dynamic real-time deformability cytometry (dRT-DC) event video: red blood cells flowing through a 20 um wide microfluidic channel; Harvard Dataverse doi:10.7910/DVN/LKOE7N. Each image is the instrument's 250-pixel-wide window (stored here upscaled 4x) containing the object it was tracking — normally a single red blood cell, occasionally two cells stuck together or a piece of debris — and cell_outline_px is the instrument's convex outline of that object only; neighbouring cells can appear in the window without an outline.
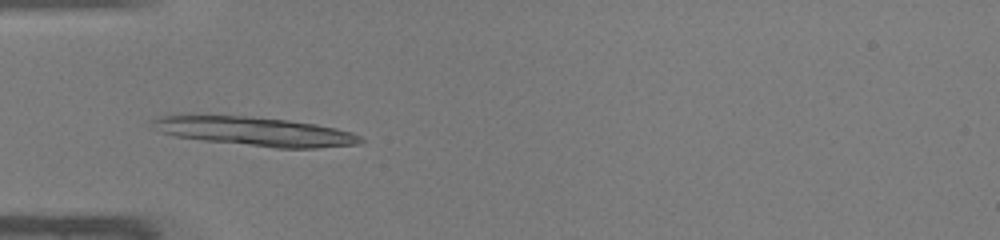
{"species": "common noctule bat (a hibernating species)", "species_latin": "Nyctalus noctula", "temperature_condition": "warm", "stored_images_in_passage": 48, "segment_of_instrument_passage": [1, 2], "camera_frame_rate_fps": 3000, "um_per_image_px": 0.085, "animal": {"sex": "male", "body_mass_g": 19.0, "forearm_length_mm": 50.8}, "frame": {"image": 1, "passage_image": 16, "time_ms": 5.0, "image_size_px": [1000, 240], "cell_outline_px": [[364, 140], [360, 144], [316, 148], [276, 148], [204, 140], [172, 136], [160, 132], [152, 120], [156, 116], [172, 112], [192, 112], [248, 116], [288, 120], [316, 124], [336, 128], [352, 132], [360, 136]], "centroid_in_image_um": [21.52, 11.12], "position_along_channel_um": 63.5, "area_um2": 36.36}}
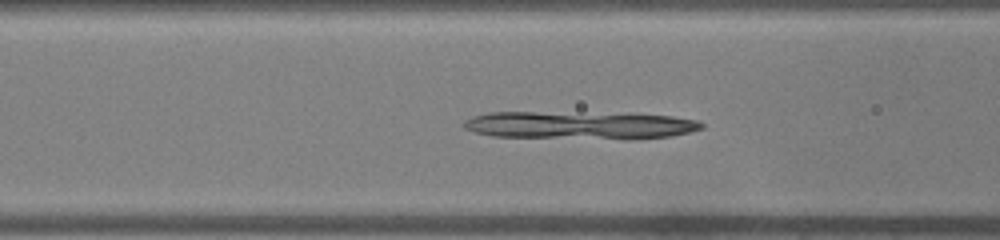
{"frame": {"image": 2, "passage_image": 20, "time_ms": 6.333, "image_size_px": [1000, 240], "cell_outline_px": [[704, 128], [672, 136], [632, 140], [624, 140], [492, 136], [476, 132], [464, 128], [464, 120], [472, 116], [488, 112], [636, 112], [672, 116], [700, 120], [704, 124]], "centroid_in_image_um": [49.4, 10.63], "position_along_channel_um": 117.2, "area_um2": 40.06}}